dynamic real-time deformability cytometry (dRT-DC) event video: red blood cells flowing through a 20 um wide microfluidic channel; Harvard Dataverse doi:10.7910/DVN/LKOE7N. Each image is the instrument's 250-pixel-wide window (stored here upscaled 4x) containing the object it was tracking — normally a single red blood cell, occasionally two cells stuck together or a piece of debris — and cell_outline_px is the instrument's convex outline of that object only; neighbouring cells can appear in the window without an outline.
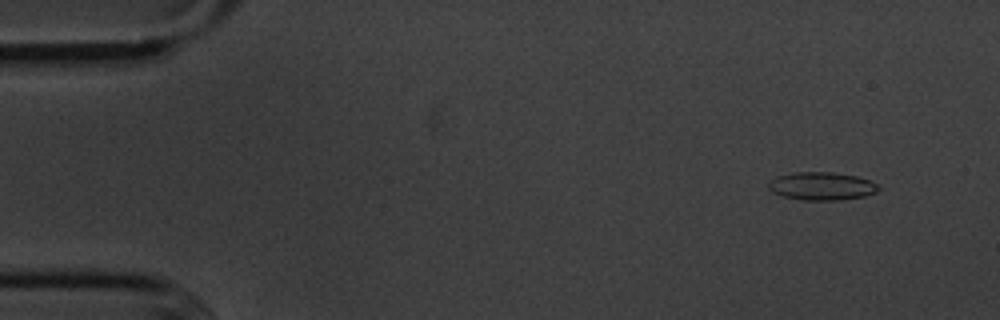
{"species": "common noctule bat (a hibernating species)", "species_latin": "Nyctalus noctula", "temperature_condition": "cold", "stored_images_in_passage": 4, "camera_frame_rate_fps": 3000, "um_per_image_px": 0.085, "animal": {"sex": "male", "body_mass_g": 20.1, "forearm_length_mm": 53.5}, "frame": {"image": 1, "passage_image": 1, "time_ms": 0.0, "image_size_px": [1000, 320], "cell_outline_px": [[880, 188], [876, 192], [864, 196], [840, 200], [804, 200], [784, 196], [772, 192], [768, 188], [768, 180], [776, 176], [796, 172], [832, 172], [856, 176], [868, 180], [876, 184]], "centroid_in_image_um": [69.8, 15.81], "position_along_channel_um": 15.2, "area_um2": 17.92}}